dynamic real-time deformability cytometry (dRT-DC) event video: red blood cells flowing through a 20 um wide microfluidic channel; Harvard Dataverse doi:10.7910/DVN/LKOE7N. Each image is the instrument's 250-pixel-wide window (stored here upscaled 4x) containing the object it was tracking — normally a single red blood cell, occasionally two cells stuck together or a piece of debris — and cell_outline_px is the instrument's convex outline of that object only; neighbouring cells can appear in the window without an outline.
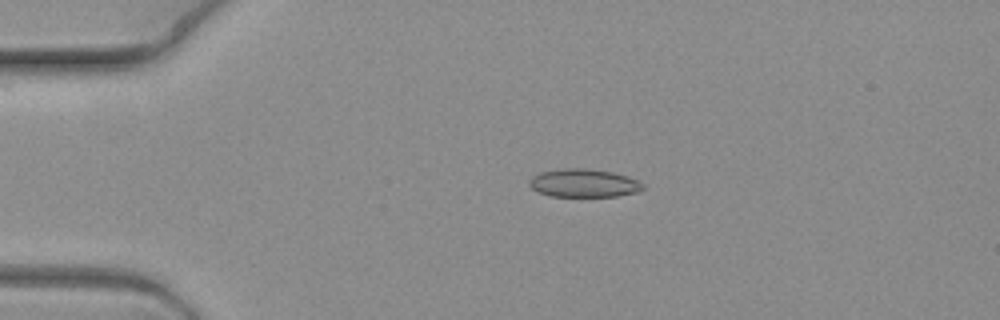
{"species": "common noctule bat (a hibernating species)", "species_latin": "Nyctalus noctula", "temperature_condition": "warm", "stored_images_in_passage": 7, "camera_frame_rate_fps": 3000, "um_per_image_px": 0.085, "animal": {"sex": "female", "body_mass_g": 19.3, "forearm_length_mm": 54.1}, "frame": {"image": 1, "passage_image": 4, "time_ms": 1.0, "image_size_px": [1000, 320], "cell_outline_px": [[644, 188], [636, 192], [616, 196], [548, 196], [536, 192], [528, 184], [528, 180], [532, 176], [540, 172], [564, 168], [584, 168], [612, 172], [636, 180], [644, 184]], "centroid_in_image_um": [49.55, 15.57], "position_along_channel_um": 35.5, "area_um2": 18.61}}
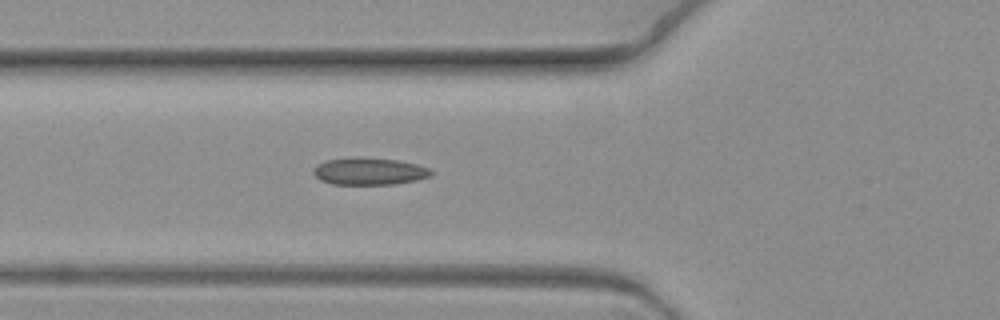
{"frame": {"image": 2, "passage_image": 7, "time_ms": 2.0, "image_size_px": [1000, 320], "cell_outline_px": [[436, 172], [432, 176], [416, 180], [392, 184], [332, 184], [320, 180], [312, 172], [316, 164], [324, 160], [348, 156], [360, 156], [396, 160], [416, 164], [428, 168]], "centroid_in_image_um": [31.36, 14.54], "position_along_channel_um": 94.4, "area_um2": 19.02}}